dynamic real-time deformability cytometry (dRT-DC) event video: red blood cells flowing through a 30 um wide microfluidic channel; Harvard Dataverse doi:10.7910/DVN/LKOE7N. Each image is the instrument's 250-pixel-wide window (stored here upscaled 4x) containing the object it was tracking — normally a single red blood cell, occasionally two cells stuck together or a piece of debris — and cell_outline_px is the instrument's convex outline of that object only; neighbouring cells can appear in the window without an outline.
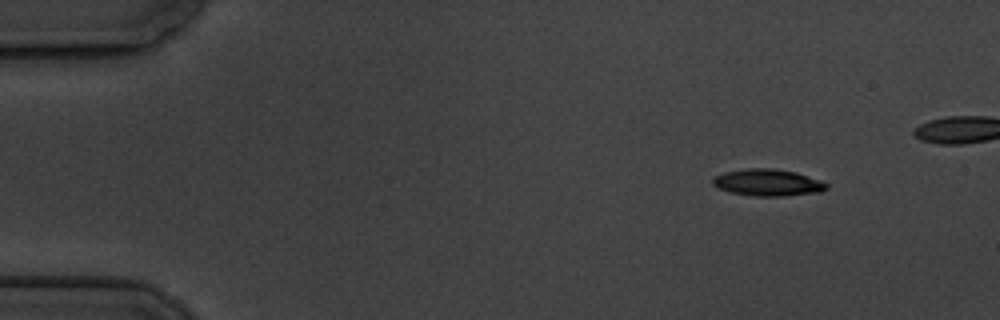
{"species": "common noctule bat (a hibernating species)", "species_latin": "Nyctalus noctula", "temperature_condition": "cold", "stored_images_in_passage": 5, "camera_frame_rate_fps": 3000, "um_per_image_px": 0.085, "animal": {"sex": "male", "body_mass_g": 19.5, "forearm_length_mm": 54.6}, "frame": {"image": 1, "passage_image": 1, "time_ms": 0.0, "image_size_px": [1000, 320], "cell_outline_px": [[828, 188], [820, 192], [784, 196], [756, 196], [732, 192], [720, 188], [712, 184], [712, 176], [724, 172], [748, 168], [772, 168], [796, 172], [820, 180], [828, 184]], "centroid_in_image_um": [65.26, 15.51], "position_along_channel_um": 19.7, "area_um2": 17.74}}